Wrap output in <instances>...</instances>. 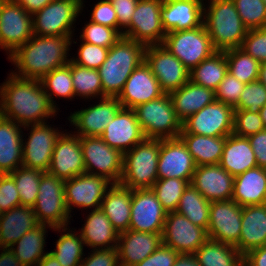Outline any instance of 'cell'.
<instances>
[{
	"label": "cell",
	"instance_id": "obj_45",
	"mask_svg": "<svg viewBox=\"0 0 266 266\" xmlns=\"http://www.w3.org/2000/svg\"><path fill=\"white\" fill-rule=\"evenodd\" d=\"M42 173L40 170L23 166L9 173L15 181L21 206L33 207L35 205Z\"/></svg>",
	"mask_w": 266,
	"mask_h": 266
},
{
	"label": "cell",
	"instance_id": "obj_52",
	"mask_svg": "<svg viewBox=\"0 0 266 266\" xmlns=\"http://www.w3.org/2000/svg\"><path fill=\"white\" fill-rule=\"evenodd\" d=\"M260 63L266 62V27L247 31L240 47Z\"/></svg>",
	"mask_w": 266,
	"mask_h": 266
},
{
	"label": "cell",
	"instance_id": "obj_57",
	"mask_svg": "<svg viewBox=\"0 0 266 266\" xmlns=\"http://www.w3.org/2000/svg\"><path fill=\"white\" fill-rule=\"evenodd\" d=\"M118 19V32L123 36L131 23V19L139 0H110ZM124 28V29H123Z\"/></svg>",
	"mask_w": 266,
	"mask_h": 266
},
{
	"label": "cell",
	"instance_id": "obj_18",
	"mask_svg": "<svg viewBox=\"0 0 266 266\" xmlns=\"http://www.w3.org/2000/svg\"><path fill=\"white\" fill-rule=\"evenodd\" d=\"M242 207L234 200L211 202L208 239L235 246L240 239Z\"/></svg>",
	"mask_w": 266,
	"mask_h": 266
},
{
	"label": "cell",
	"instance_id": "obj_34",
	"mask_svg": "<svg viewBox=\"0 0 266 266\" xmlns=\"http://www.w3.org/2000/svg\"><path fill=\"white\" fill-rule=\"evenodd\" d=\"M219 165L233 177L257 167L249 139L233 133L227 136Z\"/></svg>",
	"mask_w": 266,
	"mask_h": 266
},
{
	"label": "cell",
	"instance_id": "obj_17",
	"mask_svg": "<svg viewBox=\"0 0 266 266\" xmlns=\"http://www.w3.org/2000/svg\"><path fill=\"white\" fill-rule=\"evenodd\" d=\"M162 239L165 246L179 254H193L208 240V235L204 228L174 211L166 214Z\"/></svg>",
	"mask_w": 266,
	"mask_h": 266
},
{
	"label": "cell",
	"instance_id": "obj_13",
	"mask_svg": "<svg viewBox=\"0 0 266 266\" xmlns=\"http://www.w3.org/2000/svg\"><path fill=\"white\" fill-rule=\"evenodd\" d=\"M233 120L234 108L215 100L183 121L180 133L227 137L233 133Z\"/></svg>",
	"mask_w": 266,
	"mask_h": 266
},
{
	"label": "cell",
	"instance_id": "obj_4",
	"mask_svg": "<svg viewBox=\"0 0 266 266\" xmlns=\"http://www.w3.org/2000/svg\"><path fill=\"white\" fill-rule=\"evenodd\" d=\"M204 3L203 23L216 51L241 47L248 29L232 0H208Z\"/></svg>",
	"mask_w": 266,
	"mask_h": 266
},
{
	"label": "cell",
	"instance_id": "obj_33",
	"mask_svg": "<svg viewBox=\"0 0 266 266\" xmlns=\"http://www.w3.org/2000/svg\"><path fill=\"white\" fill-rule=\"evenodd\" d=\"M169 95L181 122L216 100L214 90L196 85L190 80Z\"/></svg>",
	"mask_w": 266,
	"mask_h": 266
},
{
	"label": "cell",
	"instance_id": "obj_66",
	"mask_svg": "<svg viewBox=\"0 0 266 266\" xmlns=\"http://www.w3.org/2000/svg\"><path fill=\"white\" fill-rule=\"evenodd\" d=\"M260 116L263 122L264 127L266 128V103L265 105L260 109Z\"/></svg>",
	"mask_w": 266,
	"mask_h": 266
},
{
	"label": "cell",
	"instance_id": "obj_30",
	"mask_svg": "<svg viewBox=\"0 0 266 266\" xmlns=\"http://www.w3.org/2000/svg\"><path fill=\"white\" fill-rule=\"evenodd\" d=\"M232 200L241 207L266 203V169L259 166L234 177Z\"/></svg>",
	"mask_w": 266,
	"mask_h": 266
},
{
	"label": "cell",
	"instance_id": "obj_3",
	"mask_svg": "<svg viewBox=\"0 0 266 266\" xmlns=\"http://www.w3.org/2000/svg\"><path fill=\"white\" fill-rule=\"evenodd\" d=\"M145 46L122 36L109 48L98 71L103 98L118 97L131 73L144 61Z\"/></svg>",
	"mask_w": 266,
	"mask_h": 266
},
{
	"label": "cell",
	"instance_id": "obj_26",
	"mask_svg": "<svg viewBox=\"0 0 266 266\" xmlns=\"http://www.w3.org/2000/svg\"><path fill=\"white\" fill-rule=\"evenodd\" d=\"M190 184L209 202L232 199L234 177L219 164L196 166Z\"/></svg>",
	"mask_w": 266,
	"mask_h": 266
},
{
	"label": "cell",
	"instance_id": "obj_56",
	"mask_svg": "<svg viewBox=\"0 0 266 266\" xmlns=\"http://www.w3.org/2000/svg\"><path fill=\"white\" fill-rule=\"evenodd\" d=\"M83 258L80 266H120L117 247L95 249Z\"/></svg>",
	"mask_w": 266,
	"mask_h": 266
},
{
	"label": "cell",
	"instance_id": "obj_22",
	"mask_svg": "<svg viewBox=\"0 0 266 266\" xmlns=\"http://www.w3.org/2000/svg\"><path fill=\"white\" fill-rule=\"evenodd\" d=\"M99 101L98 104L70 114L68 120L76 127L74 133L78 136H101L122 107L117 97H104Z\"/></svg>",
	"mask_w": 266,
	"mask_h": 266
},
{
	"label": "cell",
	"instance_id": "obj_32",
	"mask_svg": "<svg viewBox=\"0 0 266 266\" xmlns=\"http://www.w3.org/2000/svg\"><path fill=\"white\" fill-rule=\"evenodd\" d=\"M132 189L113 183L105 193L100 208L119 232L129 230Z\"/></svg>",
	"mask_w": 266,
	"mask_h": 266
},
{
	"label": "cell",
	"instance_id": "obj_46",
	"mask_svg": "<svg viewBox=\"0 0 266 266\" xmlns=\"http://www.w3.org/2000/svg\"><path fill=\"white\" fill-rule=\"evenodd\" d=\"M189 184L188 180L177 178L157 179L151 189L168 213L176 211L180 198Z\"/></svg>",
	"mask_w": 266,
	"mask_h": 266
},
{
	"label": "cell",
	"instance_id": "obj_38",
	"mask_svg": "<svg viewBox=\"0 0 266 266\" xmlns=\"http://www.w3.org/2000/svg\"><path fill=\"white\" fill-rule=\"evenodd\" d=\"M193 254L201 266H243V255L235 246L211 239Z\"/></svg>",
	"mask_w": 266,
	"mask_h": 266
},
{
	"label": "cell",
	"instance_id": "obj_12",
	"mask_svg": "<svg viewBox=\"0 0 266 266\" xmlns=\"http://www.w3.org/2000/svg\"><path fill=\"white\" fill-rule=\"evenodd\" d=\"M32 36V15L15 0H0V49L11 55Z\"/></svg>",
	"mask_w": 266,
	"mask_h": 266
},
{
	"label": "cell",
	"instance_id": "obj_11",
	"mask_svg": "<svg viewBox=\"0 0 266 266\" xmlns=\"http://www.w3.org/2000/svg\"><path fill=\"white\" fill-rule=\"evenodd\" d=\"M162 4L163 0H139L123 36L145 47L163 44L166 32L160 18Z\"/></svg>",
	"mask_w": 266,
	"mask_h": 266
},
{
	"label": "cell",
	"instance_id": "obj_6",
	"mask_svg": "<svg viewBox=\"0 0 266 266\" xmlns=\"http://www.w3.org/2000/svg\"><path fill=\"white\" fill-rule=\"evenodd\" d=\"M133 110L145 138H179L182 130V122L176 115L169 94L164 93L161 97L141 104Z\"/></svg>",
	"mask_w": 266,
	"mask_h": 266
},
{
	"label": "cell",
	"instance_id": "obj_61",
	"mask_svg": "<svg viewBox=\"0 0 266 266\" xmlns=\"http://www.w3.org/2000/svg\"><path fill=\"white\" fill-rule=\"evenodd\" d=\"M26 12L34 15L53 0H15Z\"/></svg>",
	"mask_w": 266,
	"mask_h": 266
},
{
	"label": "cell",
	"instance_id": "obj_35",
	"mask_svg": "<svg viewBox=\"0 0 266 266\" xmlns=\"http://www.w3.org/2000/svg\"><path fill=\"white\" fill-rule=\"evenodd\" d=\"M38 225L32 207L18 206L3 212L0 218V248L11 247Z\"/></svg>",
	"mask_w": 266,
	"mask_h": 266
},
{
	"label": "cell",
	"instance_id": "obj_5",
	"mask_svg": "<svg viewBox=\"0 0 266 266\" xmlns=\"http://www.w3.org/2000/svg\"><path fill=\"white\" fill-rule=\"evenodd\" d=\"M160 139L145 138L124 153L120 184L130 189L152 188L158 179Z\"/></svg>",
	"mask_w": 266,
	"mask_h": 266
},
{
	"label": "cell",
	"instance_id": "obj_39",
	"mask_svg": "<svg viewBox=\"0 0 266 266\" xmlns=\"http://www.w3.org/2000/svg\"><path fill=\"white\" fill-rule=\"evenodd\" d=\"M228 72L225 51H216L189 73V80L196 85L216 90Z\"/></svg>",
	"mask_w": 266,
	"mask_h": 266
},
{
	"label": "cell",
	"instance_id": "obj_14",
	"mask_svg": "<svg viewBox=\"0 0 266 266\" xmlns=\"http://www.w3.org/2000/svg\"><path fill=\"white\" fill-rule=\"evenodd\" d=\"M144 61L165 94H170L189 81L190 71L162 44L146 46Z\"/></svg>",
	"mask_w": 266,
	"mask_h": 266
},
{
	"label": "cell",
	"instance_id": "obj_25",
	"mask_svg": "<svg viewBox=\"0 0 266 266\" xmlns=\"http://www.w3.org/2000/svg\"><path fill=\"white\" fill-rule=\"evenodd\" d=\"M204 0H163L160 18L165 32L190 30L203 24Z\"/></svg>",
	"mask_w": 266,
	"mask_h": 266
},
{
	"label": "cell",
	"instance_id": "obj_36",
	"mask_svg": "<svg viewBox=\"0 0 266 266\" xmlns=\"http://www.w3.org/2000/svg\"><path fill=\"white\" fill-rule=\"evenodd\" d=\"M179 138L186 145L196 166L220 163L226 137H208L198 134L180 133Z\"/></svg>",
	"mask_w": 266,
	"mask_h": 266
},
{
	"label": "cell",
	"instance_id": "obj_2",
	"mask_svg": "<svg viewBox=\"0 0 266 266\" xmlns=\"http://www.w3.org/2000/svg\"><path fill=\"white\" fill-rule=\"evenodd\" d=\"M72 37L33 35L24 45L8 55L16 69V72L11 73L19 78L41 80L55 68L71 61L68 51L71 49L70 45L72 46Z\"/></svg>",
	"mask_w": 266,
	"mask_h": 266
},
{
	"label": "cell",
	"instance_id": "obj_47",
	"mask_svg": "<svg viewBox=\"0 0 266 266\" xmlns=\"http://www.w3.org/2000/svg\"><path fill=\"white\" fill-rule=\"evenodd\" d=\"M244 26L250 29L266 27V4L263 0H232Z\"/></svg>",
	"mask_w": 266,
	"mask_h": 266
},
{
	"label": "cell",
	"instance_id": "obj_60",
	"mask_svg": "<svg viewBox=\"0 0 266 266\" xmlns=\"http://www.w3.org/2000/svg\"><path fill=\"white\" fill-rule=\"evenodd\" d=\"M243 266H266V246L253 249L245 254Z\"/></svg>",
	"mask_w": 266,
	"mask_h": 266
},
{
	"label": "cell",
	"instance_id": "obj_8",
	"mask_svg": "<svg viewBox=\"0 0 266 266\" xmlns=\"http://www.w3.org/2000/svg\"><path fill=\"white\" fill-rule=\"evenodd\" d=\"M83 2V0L51 1L32 15L33 35L73 36L72 25L83 10Z\"/></svg>",
	"mask_w": 266,
	"mask_h": 266
},
{
	"label": "cell",
	"instance_id": "obj_62",
	"mask_svg": "<svg viewBox=\"0 0 266 266\" xmlns=\"http://www.w3.org/2000/svg\"><path fill=\"white\" fill-rule=\"evenodd\" d=\"M0 266H24L14 255V252L7 248H0Z\"/></svg>",
	"mask_w": 266,
	"mask_h": 266
},
{
	"label": "cell",
	"instance_id": "obj_54",
	"mask_svg": "<svg viewBox=\"0 0 266 266\" xmlns=\"http://www.w3.org/2000/svg\"><path fill=\"white\" fill-rule=\"evenodd\" d=\"M21 206L14 179L9 174H0V208L2 212Z\"/></svg>",
	"mask_w": 266,
	"mask_h": 266
},
{
	"label": "cell",
	"instance_id": "obj_58",
	"mask_svg": "<svg viewBox=\"0 0 266 266\" xmlns=\"http://www.w3.org/2000/svg\"><path fill=\"white\" fill-rule=\"evenodd\" d=\"M179 253L162 244L151 255L135 266H174Z\"/></svg>",
	"mask_w": 266,
	"mask_h": 266
},
{
	"label": "cell",
	"instance_id": "obj_53",
	"mask_svg": "<svg viewBox=\"0 0 266 266\" xmlns=\"http://www.w3.org/2000/svg\"><path fill=\"white\" fill-rule=\"evenodd\" d=\"M244 86L243 82L227 72L215 90V99L234 108L239 102Z\"/></svg>",
	"mask_w": 266,
	"mask_h": 266
},
{
	"label": "cell",
	"instance_id": "obj_23",
	"mask_svg": "<svg viewBox=\"0 0 266 266\" xmlns=\"http://www.w3.org/2000/svg\"><path fill=\"white\" fill-rule=\"evenodd\" d=\"M163 94L151 68L143 61L128 77L117 99L122 107L134 109Z\"/></svg>",
	"mask_w": 266,
	"mask_h": 266
},
{
	"label": "cell",
	"instance_id": "obj_50",
	"mask_svg": "<svg viewBox=\"0 0 266 266\" xmlns=\"http://www.w3.org/2000/svg\"><path fill=\"white\" fill-rule=\"evenodd\" d=\"M264 129L260 113H251L248 110H234L233 134L248 138Z\"/></svg>",
	"mask_w": 266,
	"mask_h": 266
},
{
	"label": "cell",
	"instance_id": "obj_63",
	"mask_svg": "<svg viewBox=\"0 0 266 266\" xmlns=\"http://www.w3.org/2000/svg\"><path fill=\"white\" fill-rule=\"evenodd\" d=\"M174 266H201L194 254H179L175 260Z\"/></svg>",
	"mask_w": 266,
	"mask_h": 266
},
{
	"label": "cell",
	"instance_id": "obj_65",
	"mask_svg": "<svg viewBox=\"0 0 266 266\" xmlns=\"http://www.w3.org/2000/svg\"><path fill=\"white\" fill-rule=\"evenodd\" d=\"M258 80L266 87V62L260 64Z\"/></svg>",
	"mask_w": 266,
	"mask_h": 266
},
{
	"label": "cell",
	"instance_id": "obj_59",
	"mask_svg": "<svg viewBox=\"0 0 266 266\" xmlns=\"http://www.w3.org/2000/svg\"><path fill=\"white\" fill-rule=\"evenodd\" d=\"M256 157L257 166L266 169V128L248 137Z\"/></svg>",
	"mask_w": 266,
	"mask_h": 266
},
{
	"label": "cell",
	"instance_id": "obj_51",
	"mask_svg": "<svg viewBox=\"0 0 266 266\" xmlns=\"http://www.w3.org/2000/svg\"><path fill=\"white\" fill-rule=\"evenodd\" d=\"M78 48V56L72 57L71 60L80 66L89 69L98 70L101 64L106 60L109 48L97 46L91 43L81 41Z\"/></svg>",
	"mask_w": 266,
	"mask_h": 266
},
{
	"label": "cell",
	"instance_id": "obj_44",
	"mask_svg": "<svg viewBox=\"0 0 266 266\" xmlns=\"http://www.w3.org/2000/svg\"><path fill=\"white\" fill-rule=\"evenodd\" d=\"M228 72L244 84L258 80L260 62L244 50L233 48L225 51Z\"/></svg>",
	"mask_w": 266,
	"mask_h": 266
},
{
	"label": "cell",
	"instance_id": "obj_37",
	"mask_svg": "<svg viewBox=\"0 0 266 266\" xmlns=\"http://www.w3.org/2000/svg\"><path fill=\"white\" fill-rule=\"evenodd\" d=\"M46 227L53 229L49 225L39 224L25 233L10 247L16 258L24 266H37L40 260L48 253L43 250L46 244V233L48 232Z\"/></svg>",
	"mask_w": 266,
	"mask_h": 266
},
{
	"label": "cell",
	"instance_id": "obj_42",
	"mask_svg": "<svg viewBox=\"0 0 266 266\" xmlns=\"http://www.w3.org/2000/svg\"><path fill=\"white\" fill-rule=\"evenodd\" d=\"M44 91L48 95L50 103L58 110L57 104L53 100L55 97H62L71 100L75 97L72 75H71V61L68 64L55 68L41 80ZM53 96V97H52Z\"/></svg>",
	"mask_w": 266,
	"mask_h": 266
},
{
	"label": "cell",
	"instance_id": "obj_49",
	"mask_svg": "<svg viewBox=\"0 0 266 266\" xmlns=\"http://www.w3.org/2000/svg\"><path fill=\"white\" fill-rule=\"evenodd\" d=\"M265 103L266 87L259 80H255L245 84L234 110H248L251 113H259Z\"/></svg>",
	"mask_w": 266,
	"mask_h": 266
},
{
	"label": "cell",
	"instance_id": "obj_20",
	"mask_svg": "<svg viewBox=\"0 0 266 266\" xmlns=\"http://www.w3.org/2000/svg\"><path fill=\"white\" fill-rule=\"evenodd\" d=\"M196 164L180 138L160 139L158 179L177 178L191 182Z\"/></svg>",
	"mask_w": 266,
	"mask_h": 266
},
{
	"label": "cell",
	"instance_id": "obj_7",
	"mask_svg": "<svg viewBox=\"0 0 266 266\" xmlns=\"http://www.w3.org/2000/svg\"><path fill=\"white\" fill-rule=\"evenodd\" d=\"M64 184L65 180L48 172L41 174L38 196L32 207L39 224L52 228L70 224L72 216L66 207Z\"/></svg>",
	"mask_w": 266,
	"mask_h": 266
},
{
	"label": "cell",
	"instance_id": "obj_21",
	"mask_svg": "<svg viewBox=\"0 0 266 266\" xmlns=\"http://www.w3.org/2000/svg\"><path fill=\"white\" fill-rule=\"evenodd\" d=\"M48 173L62 180L85 173L80 137L77 134L62 131L56 141Z\"/></svg>",
	"mask_w": 266,
	"mask_h": 266
},
{
	"label": "cell",
	"instance_id": "obj_16",
	"mask_svg": "<svg viewBox=\"0 0 266 266\" xmlns=\"http://www.w3.org/2000/svg\"><path fill=\"white\" fill-rule=\"evenodd\" d=\"M113 183L103 176L89 173L65 180L64 193L68 212L71 214L73 207L82 209H99L105 193Z\"/></svg>",
	"mask_w": 266,
	"mask_h": 266
},
{
	"label": "cell",
	"instance_id": "obj_64",
	"mask_svg": "<svg viewBox=\"0 0 266 266\" xmlns=\"http://www.w3.org/2000/svg\"><path fill=\"white\" fill-rule=\"evenodd\" d=\"M37 266H62L49 252L40 260Z\"/></svg>",
	"mask_w": 266,
	"mask_h": 266
},
{
	"label": "cell",
	"instance_id": "obj_10",
	"mask_svg": "<svg viewBox=\"0 0 266 266\" xmlns=\"http://www.w3.org/2000/svg\"><path fill=\"white\" fill-rule=\"evenodd\" d=\"M85 172L119 183L123 174L124 154L110 147L100 136H79Z\"/></svg>",
	"mask_w": 266,
	"mask_h": 266
},
{
	"label": "cell",
	"instance_id": "obj_27",
	"mask_svg": "<svg viewBox=\"0 0 266 266\" xmlns=\"http://www.w3.org/2000/svg\"><path fill=\"white\" fill-rule=\"evenodd\" d=\"M163 244L162 233L126 230L119 233L117 251L120 266H135Z\"/></svg>",
	"mask_w": 266,
	"mask_h": 266
},
{
	"label": "cell",
	"instance_id": "obj_41",
	"mask_svg": "<svg viewBox=\"0 0 266 266\" xmlns=\"http://www.w3.org/2000/svg\"><path fill=\"white\" fill-rule=\"evenodd\" d=\"M210 204L208 200L191 184L185 189L180 198L176 212L184 215L194 225L204 228L209 225Z\"/></svg>",
	"mask_w": 266,
	"mask_h": 266
},
{
	"label": "cell",
	"instance_id": "obj_28",
	"mask_svg": "<svg viewBox=\"0 0 266 266\" xmlns=\"http://www.w3.org/2000/svg\"><path fill=\"white\" fill-rule=\"evenodd\" d=\"M241 235L235 247L244 256L266 245V203L242 207Z\"/></svg>",
	"mask_w": 266,
	"mask_h": 266
},
{
	"label": "cell",
	"instance_id": "obj_29",
	"mask_svg": "<svg viewBox=\"0 0 266 266\" xmlns=\"http://www.w3.org/2000/svg\"><path fill=\"white\" fill-rule=\"evenodd\" d=\"M21 125L0 115V174L22 166L23 132Z\"/></svg>",
	"mask_w": 266,
	"mask_h": 266
},
{
	"label": "cell",
	"instance_id": "obj_40",
	"mask_svg": "<svg viewBox=\"0 0 266 266\" xmlns=\"http://www.w3.org/2000/svg\"><path fill=\"white\" fill-rule=\"evenodd\" d=\"M67 227L68 226L53 228V231H58V233L63 231L64 234H61L57 242H55V251L53 250L49 253L52 254L62 266H80L84 258L82 256H85L83 252L84 241L80 233H76L78 231L74 232Z\"/></svg>",
	"mask_w": 266,
	"mask_h": 266
},
{
	"label": "cell",
	"instance_id": "obj_15",
	"mask_svg": "<svg viewBox=\"0 0 266 266\" xmlns=\"http://www.w3.org/2000/svg\"><path fill=\"white\" fill-rule=\"evenodd\" d=\"M23 128L31 131L26 139L28 141L22 142V166L48 172L56 141L62 132L47 123L27 125Z\"/></svg>",
	"mask_w": 266,
	"mask_h": 266
},
{
	"label": "cell",
	"instance_id": "obj_31",
	"mask_svg": "<svg viewBox=\"0 0 266 266\" xmlns=\"http://www.w3.org/2000/svg\"><path fill=\"white\" fill-rule=\"evenodd\" d=\"M84 245L95 249L117 247L119 232L113 227L101 208L91 210L81 228Z\"/></svg>",
	"mask_w": 266,
	"mask_h": 266
},
{
	"label": "cell",
	"instance_id": "obj_43",
	"mask_svg": "<svg viewBox=\"0 0 266 266\" xmlns=\"http://www.w3.org/2000/svg\"><path fill=\"white\" fill-rule=\"evenodd\" d=\"M71 75L75 97L103 98L102 82L98 70L80 66L71 60Z\"/></svg>",
	"mask_w": 266,
	"mask_h": 266
},
{
	"label": "cell",
	"instance_id": "obj_9",
	"mask_svg": "<svg viewBox=\"0 0 266 266\" xmlns=\"http://www.w3.org/2000/svg\"><path fill=\"white\" fill-rule=\"evenodd\" d=\"M162 45L189 71L216 52L204 23L190 30L167 32Z\"/></svg>",
	"mask_w": 266,
	"mask_h": 266
},
{
	"label": "cell",
	"instance_id": "obj_55",
	"mask_svg": "<svg viewBox=\"0 0 266 266\" xmlns=\"http://www.w3.org/2000/svg\"><path fill=\"white\" fill-rule=\"evenodd\" d=\"M90 21L114 28L118 31V19L110 0H101L95 4Z\"/></svg>",
	"mask_w": 266,
	"mask_h": 266
},
{
	"label": "cell",
	"instance_id": "obj_1",
	"mask_svg": "<svg viewBox=\"0 0 266 266\" xmlns=\"http://www.w3.org/2000/svg\"><path fill=\"white\" fill-rule=\"evenodd\" d=\"M0 85V115L21 126L47 123L57 109L50 103L38 79H24L12 73Z\"/></svg>",
	"mask_w": 266,
	"mask_h": 266
},
{
	"label": "cell",
	"instance_id": "obj_24",
	"mask_svg": "<svg viewBox=\"0 0 266 266\" xmlns=\"http://www.w3.org/2000/svg\"><path fill=\"white\" fill-rule=\"evenodd\" d=\"M100 137L123 154L145 139L134 110L124 107L110 120Z\"/></svg>",
	"mask_w": 266,
	"mask_h": 266
},
{
	"label": "cell",
	"instance_id": "obj_67",
	"mask_svg": "<svg viewBox=\"0 0 266 266\" xmlns=\"http://www.w3.org/2000/svg\"><path fill=\"white\" fill-rule=\"evenodd\" d=\"M2 214H3V212H2V210H1V208H0V218H1Z\"/></svg>",
	"mask_w": 266,
	"mask_h": 266
},
{
	"label": "cell",
	"instance_id": "obj_19",
	"mask_svg": "<svg viewBox=\"0 0 266 266\" xmlns=\"http://www.w3.org/2000/svg\"><path fill=\"white\" fill-rule=\"evenodd\" d=\"M166 214L151 188L132 190L129 229L138 232L163 233Z\"/></svg>",
	"mask_w": 266,
	"mask_h": 266
},
{
	"label": "cell",
	"instance_id": "obj_48",
	"mask_svg": "<svg viewBox=\"0 0 266 266\" xmlns=\"http://www.w3.org/2000/svg\"><path fill=\"white\" fill-rule=\"evenodd\" d=\"M122 35L114 28L89 21L84 25L80 40L97 46L110 48Z\"/></svg>",
	"mask_w": 266,
	"mask_h": 266
}]
</instances>
